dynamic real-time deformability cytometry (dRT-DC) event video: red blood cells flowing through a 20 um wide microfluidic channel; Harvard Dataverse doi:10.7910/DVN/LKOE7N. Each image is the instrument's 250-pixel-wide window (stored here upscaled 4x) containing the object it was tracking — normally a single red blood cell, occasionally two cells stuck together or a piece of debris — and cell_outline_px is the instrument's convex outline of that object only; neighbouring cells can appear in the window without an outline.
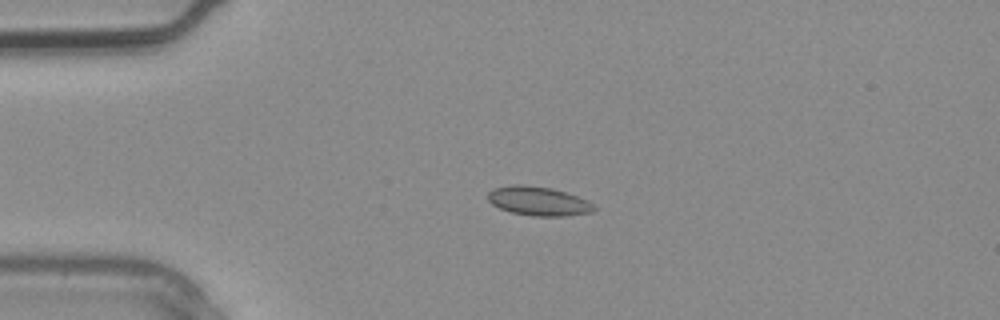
{"species": "common noctule bat (a hibernating species)", "species_latin": "Nyctalus noctula", "temperature_condition": "warm", "stored_images_in_passage": 1, "camera_frame_rate_fps": 3000, "um_per_image_px": 0.085, "animal": {"sex": "male", "body_mass_g": 20.4}, "frame": {"image": 1, "passage_image": 1, "time_ms": 0.0, "image_size_px": [1000, 320], "cell_outline_px": [[596, 208], [592, 212], [564, 216], [532, 216], [512, 212], [500, 208], [492, 204], [488, 200], [488, 192], [492, 188], [512, 184], [524, 184], [552, 188], [588, 200]], "centroid_in_image_um": [45.73, 17.08], "position_along_channel_um": 39.3, "area_um2": 17.98}}